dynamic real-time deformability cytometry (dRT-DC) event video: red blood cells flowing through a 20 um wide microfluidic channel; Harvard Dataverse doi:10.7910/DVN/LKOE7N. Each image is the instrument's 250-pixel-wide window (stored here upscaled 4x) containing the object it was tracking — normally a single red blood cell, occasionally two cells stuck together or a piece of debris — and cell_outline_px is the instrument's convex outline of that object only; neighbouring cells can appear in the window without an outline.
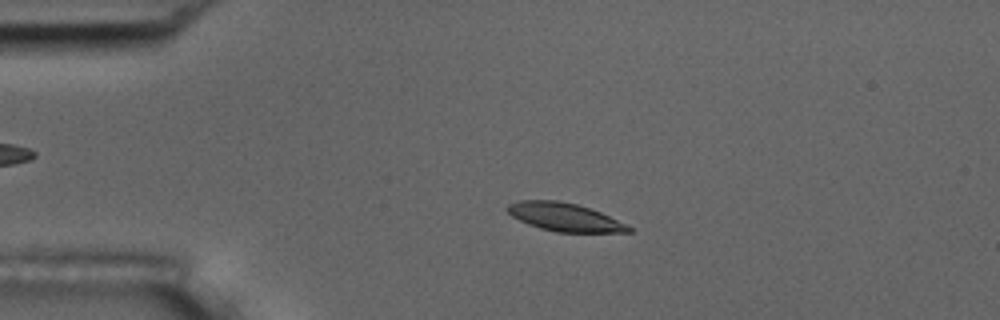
{"species": "common noctule bat (a hibernating species)", "species_latin": "Nyctalus noctula", "temperature_condition": "room temperature", "stored_images_in_passage": 55, "camera_frame_rate_fps": 3000, "um_per_image_px": 0.085, "animal": {"sex": "male", "body_mass_g": 17.5, "forearm_length_mm": 52.3}, "frame": {"image": 1, "passage_image": 12, "time_ms": 3.667, "image_size_px": [1000, 320], "cell_outline_px": [[632, 232], [556, 232], [540, 228], [528, 224], [512, 216], [504, 208], [508, 204], [520, 200], [556, 200], [576, 204], [600, 212], [632, 228]], "centroid_in_image_um": [47.93, 18.45], "position_along_channel_um": 37.1, "area_um2": 19.65}}
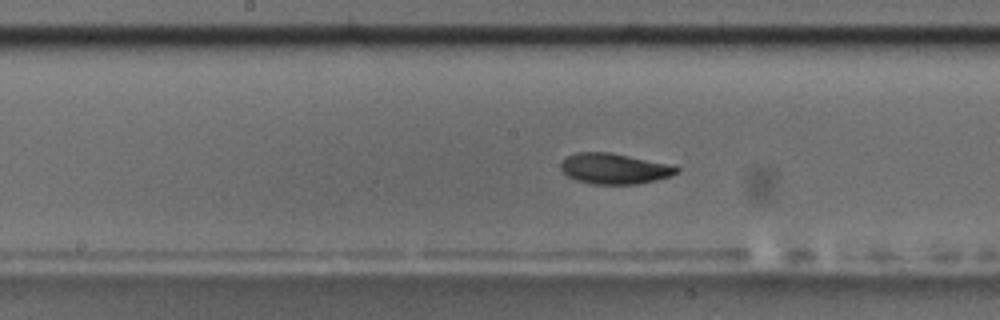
{"frame": {"image": 2, "passage_image": 28, "time_ms": 9.0, "image_size_px": [1000, 320], "cell_outline_px": [[680, 172], [672, 176], [640, 184], [592, 184], [576, 180], [568, 176], [560, 168], [560, 164], [568, 156], [576, 152], [608, 152], [672, 164], [680, 168]], "centroid_in_image_um": [52.27, 14.34], "position_along_channel_um": 195.9, "area_um2": 20.81}}
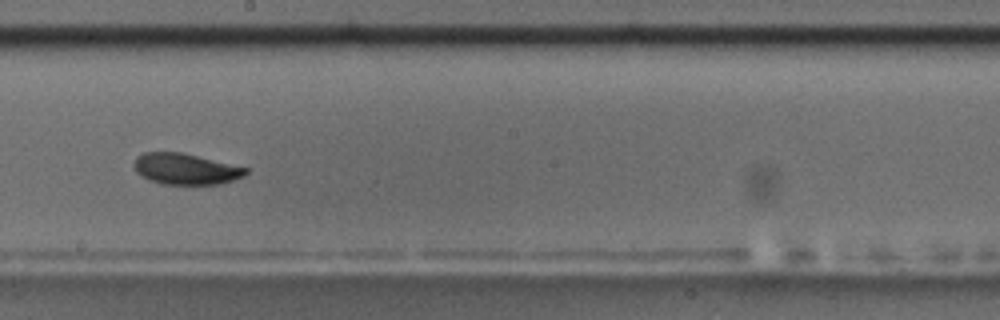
{"frame": {"image": 3, "passage_image": 31, "time_ms": 10.0, "image_size_px": [1000, 320], "cell_outline_px": [[248, 172], [244, 176], [220, 184], [160, 184], [148, 180], [140, 176], [136, 172], [132, 164], [136, 156], [144, 152], [180, 152], [248, 168]], "centroid_in_image_um": [15.71, 14.36], "position_along_channel_um": 232.5, "area_um2": 20.29}, "authors_computed_cell_mechanics": {"area_um2": 20.3456, "velocity_mm_per_s": 3.6619, "shape_relaxation_time_tau1_ms": 2.9702, "shape_relaxation_time_tau2_ms": 3.0963, "deformation_change_tau1": 0.1049, "deformation_change_tau2": 0.0725}}